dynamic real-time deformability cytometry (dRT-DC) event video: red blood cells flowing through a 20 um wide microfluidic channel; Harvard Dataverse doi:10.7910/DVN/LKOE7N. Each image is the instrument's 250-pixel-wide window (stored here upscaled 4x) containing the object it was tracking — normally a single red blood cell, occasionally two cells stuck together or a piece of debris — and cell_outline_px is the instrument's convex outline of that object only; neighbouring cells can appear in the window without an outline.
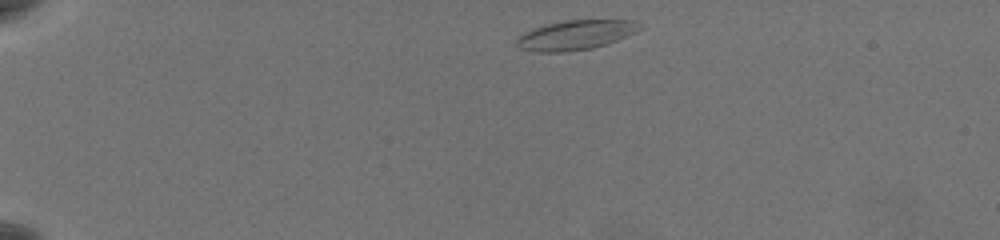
{"species": "common noctule bat (a hibernating species)", "species_latin": "Nyctalus noctula", "temperature_condition": "warm", "stored_images_in_passage": 47, "camera_frame_rate_fps": 3000, "um_per_image_px": 0.085, "animal": {"sex": "female", "body_mass_g": 19.5, "forearm_length_mm": 54.1}, "frame": {"image": 1, "passage_image": 1, "time_ms": 0.0, "image_size_px": [1000, 240], "cell_outline_px": [[644, 28], [636, 32], [608, 44], [592, 48], [564, 52], [532, 52], [520, 48], [516, 44], [516, 40], [524, 32], [532, 28], [544, 24], [564, 20], [632, 20]], "centroid_in_image_um": [48.9, 2.98], "position_along_channel_um": 36.1, "area_um2": 21.39}}
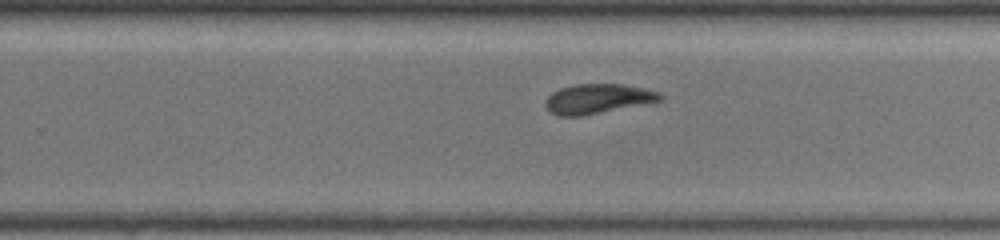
{"frame": {"image": 2, "passage_image": 28, "time_ms": 9.0, "image_size_px": [1000, 240], "cell_outline_px": [[664, 100], [580, 116], [560, 116], [552, 112], [544, 104], [548, 96], [552, 92], [560, 88], [572, 84], [624, 84], [644, 88], [660, 92], [664, 96]], "centroid_in_image_um": [50.83, 8.38], "position_along_channel_um": 279.0, "area_um2": 19.77}}
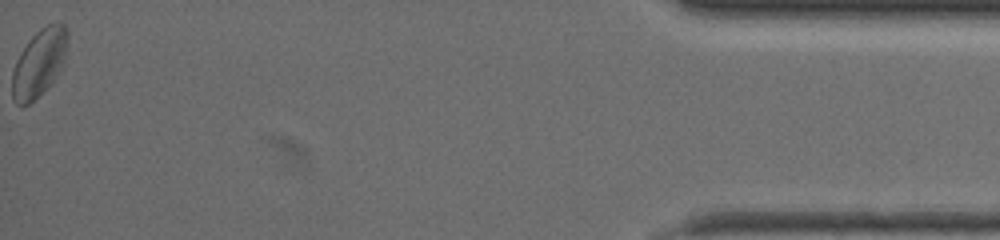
{"frame": {"image": 3, "passage_image": 47, "time_ms": 15.333, "image_size_px": [1000, 240], "cell_outline_px": [[68, 44], [56, 76], [52, 84], [28, 104], [16, 104], [12, 100], [12, 72], [16, 60], [20, 52], [28, 40], [40, 28], [48, 24], [64, 24], [68, 32]], "centroid_in_image_um": [3.3, 5.34], "position_along_channel_um": 431.9, "area_um2": 21.56}, "authors_computed_cell_mechanics": {"area_um2": 20.6346, "velocity_mm_per_s": 3.6438, "shape_relaxation_time_tau1_ms": 6.4898, "shape_relaxation_time_tau2_ms": 3.6385, "deformation_change_tau1": 0.1299, "deformation_change_tau2": 0.1046}}